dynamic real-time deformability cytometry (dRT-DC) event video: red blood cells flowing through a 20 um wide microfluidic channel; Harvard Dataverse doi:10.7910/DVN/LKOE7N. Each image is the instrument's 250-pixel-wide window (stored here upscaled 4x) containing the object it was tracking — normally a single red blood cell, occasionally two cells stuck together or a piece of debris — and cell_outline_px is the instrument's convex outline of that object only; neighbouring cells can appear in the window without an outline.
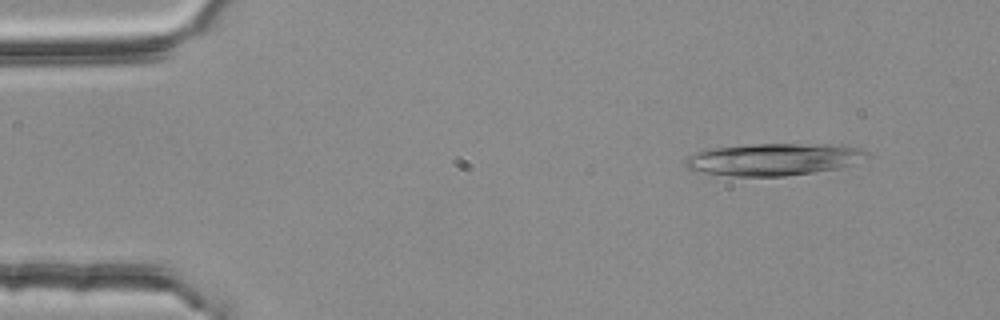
{"species": "common noctule bat (a hibernating species)", "species_latin": "Nyctalus noctula", "temperature_condition": "room temperature", "stored_images_in_passage": 51, "camera_frame_rate_fps": 3000, "um_per_image_px": 0.085, "animal": {"sex": "female", "body_mass_g": 25.1}, "frame": {"image": 1, "passage_image": 3, "time_ms": 0.667, "image_size_px": [1000, 320], "cell_outline_px": [[868, 156], [852, 164], [836, 168], [812, 172], [784, 176], [728, 176], [704, 172], [684, 168], [684, 160], [688, 156], [708, 148], [752, 144], [844, 144], [860, 148], [868, 152]], "centroid_in_image_um": [65.74, 13.53], "position_along_channel_um": 19.3, "area_um2": 34.1}}
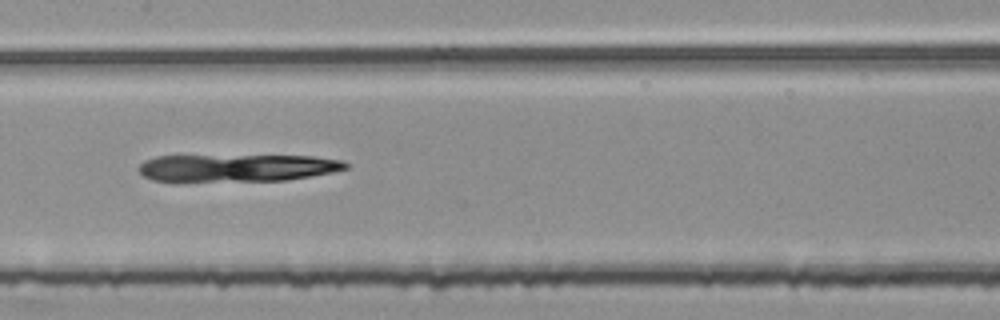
{"frame": {"image": 2, "passage_image": 24, "time_ms": 7.667, "image_size_px": [1000, 320], "cell_outline_px": [[348, 168], [332, 172], [288, 180], [152, 180], [144, 176], [140, 172], [140, 164], [144, 160], [156, 156], [312, 156], [340, 160], [348, 164]], "centroid_in_image_um": [20.18, 14.25], "position_along_channel_um": 187.2, "area_um2": 32.25}}
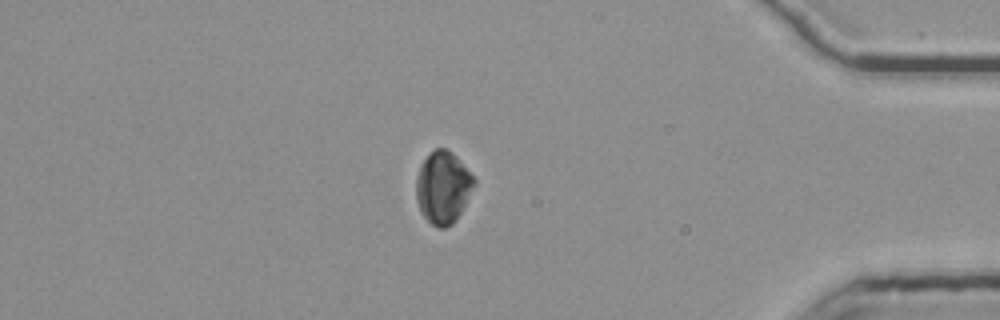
{"frame": {"image": 3, "passage_image": 44, "time_ms": 14.333, "image_size_px": [1000, 320], "cell_outline_px": [[476, 184], [456, 220], [452, 224], [444, 228], [440, 228], [432, 224], [420, 212], [416, 200], [416, 176], [420, 164], [436, 148], [444, 148], [452, 152], [456, 156], [476, 180]], "centroid_in_image_um": [37.64, 15.94], "position_along_channel_um": 397.6, "area_um2": 24.28}}